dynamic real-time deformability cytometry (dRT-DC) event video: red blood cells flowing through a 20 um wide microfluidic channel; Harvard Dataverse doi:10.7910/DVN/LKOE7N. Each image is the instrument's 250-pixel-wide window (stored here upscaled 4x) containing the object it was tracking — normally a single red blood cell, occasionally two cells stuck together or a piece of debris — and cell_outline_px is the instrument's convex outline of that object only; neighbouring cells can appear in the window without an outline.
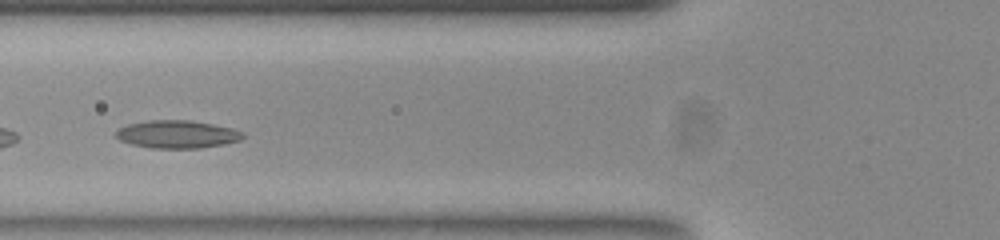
{"species": "common noctule bat (a hibernating species)", "species_latin": "Nyctalus noctula", "temperature_condition": "room temperature", "stored_images_in_passage": 47, "camera_frame_rate_fps": 3000, "um_per_image_px": 0.085, "animal": {"sex": "female", "body_mass_g": 23.0, "forearm_length_mm": 53.4}, "frame": {"image": 1, "passage_image": 15, "time_ms": 4.667, "image_size_px": [1000, 240], "cell_outline_px": [[244, 136], [240, 140], [224, 144], [200, 148], [152, 148], [132, 144], [120, 140], [116, 136], [116, 132], [120, 128], [128, 124], [148, 120], [188, 120], [212, 124], [228, 128], [240, 132]], "centroid_in_image_um": [15.02, 11.42], "position_along_channel_um": 110.8, "area_um2": 20.23}}
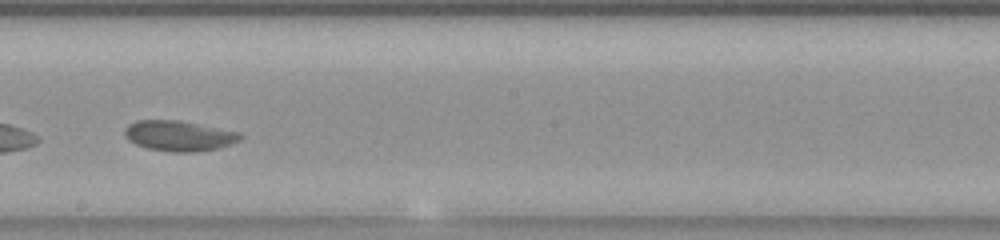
{"frame": {"image": 2, "passage_image": 25, "time_ms": 8.0, "image_size_px": [1000, 240], "cell_outline_px": [[244, 136], [240, 140], [216, 148], [192, 152], [172, 152], [148, 148], [136, 144], [128, 140], [124, 132], [124, 128], [128, 124], [136, 120], [180, 120], [236, 132]], "centroid_in_image_um": [15.15, 11.53], "position_along_channel_um": 233.1, "area_um2": 20.17}}
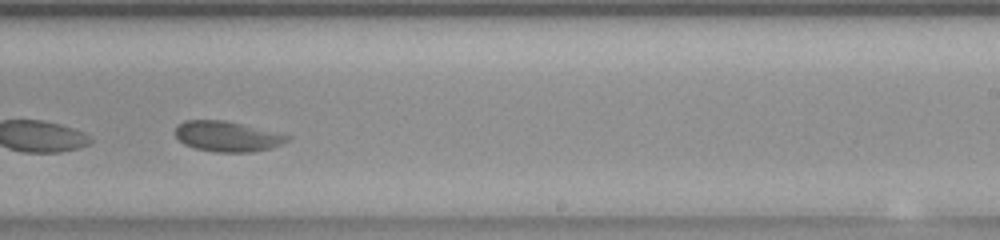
{"frame": {"image": 3, "passage_image": 28, "time_ms": 9.0, "image_size_px": [1000, 240], "cell_outline_px": [[292, 136], [288, 140], [272, 148], [252, 152], [216, 152], [196, 148], [184, 144], [176, 136], [176, 124], [184, 120], [224, 120]], "centroid_in_image_um": [19.29, 11.59], "position_along_channel_um": 269.7, "area_um2": 19.65}, "authors_computed_cell_mechanics": {"area_um2": 19.5364, "velocity_mm_per_s": 3.6768, "shape_relaxation_time_tau1_ms": null, "shape_relaxation_time_tau2_ms": 2.3402, "deformation_change_tau1": null, "deformation_change_tau2": 0.0593}}